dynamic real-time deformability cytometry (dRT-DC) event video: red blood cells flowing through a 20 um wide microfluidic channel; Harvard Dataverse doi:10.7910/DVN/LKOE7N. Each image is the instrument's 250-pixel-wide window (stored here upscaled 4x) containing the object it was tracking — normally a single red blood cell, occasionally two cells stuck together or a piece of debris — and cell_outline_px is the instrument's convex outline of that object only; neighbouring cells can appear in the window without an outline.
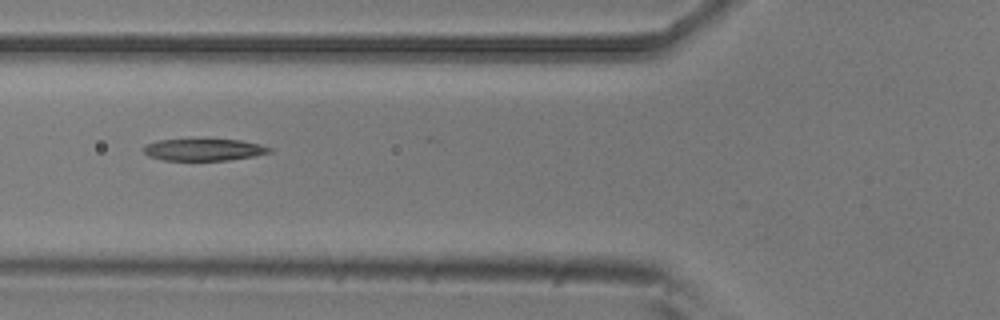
{"species": "common noctule bat (a hibernating species)", "species_latin": "Nyctalus noctula", "temperature_condition": "room temperature", "stored_images_in_passage": 8, "camera_frame_rate_fps": 3000, "um_per_image_px": 0.085, "animal": {"sex": "male", "body_mass_g": 20.5, "forearm_length_mm": 52.5}, "frame": {"image": 1, "passage_image": 6, "time_ms": 1.667, "image_size_px": [1000, 320], "cell_outline_px": [[272, 152], [252, 156], [228, 160], [164, 160], [148, 156], [144, 152], [144, 148], [148, 144], [156, 140], [240, 140], [260, 144], [272, 148]], "centroid_in_image_um": [17.34, 12.73], "position_along_channel_um": 108.5, "area_um2": 15.78}}
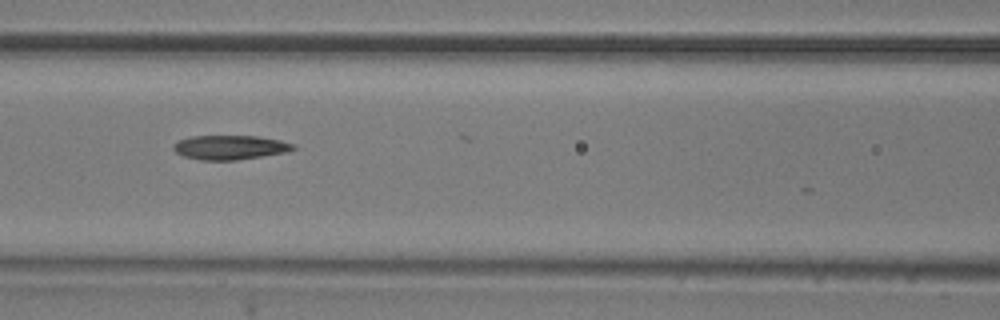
{"frame": {"image": 2, "passage_image": 7, "time_ms": 2.0, "image_size_px": [1000, 320], "cell_outline_px": [[296, 148], [288, 152], [236, 160], [200, 160], [184, 156], [176, 152], [172, 148], [172, 144], [180, 140], [192, 136], [260, 136], [280, 140], [296, 144]], "centroid_in_image_um": [19.58, 12.52], "position_along_channel_um": 147.0, "area_um2": 17.05}}
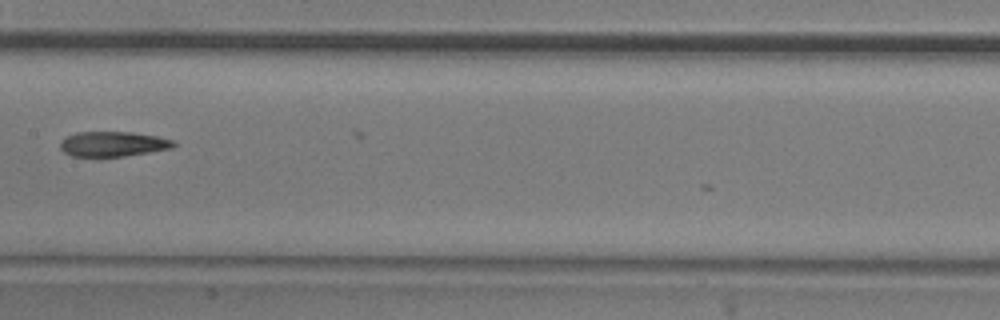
{"frame": {"image": 3, "passage_image": 8, "time_ms": 2.333, "image_size_px": [1000, 320], "cell_outline_px": [[176, 144], [172, 148], [124, 156], [72, 156], [64, 152], [60, 148], [60, 144], [68, 136], [76, 132], [132, 132], [156, 136], [172, 140]], "centroid_in_image_um": [9.6, 12.23], "position_along_channel_um": 197.8, "area_um2": 16.24}}